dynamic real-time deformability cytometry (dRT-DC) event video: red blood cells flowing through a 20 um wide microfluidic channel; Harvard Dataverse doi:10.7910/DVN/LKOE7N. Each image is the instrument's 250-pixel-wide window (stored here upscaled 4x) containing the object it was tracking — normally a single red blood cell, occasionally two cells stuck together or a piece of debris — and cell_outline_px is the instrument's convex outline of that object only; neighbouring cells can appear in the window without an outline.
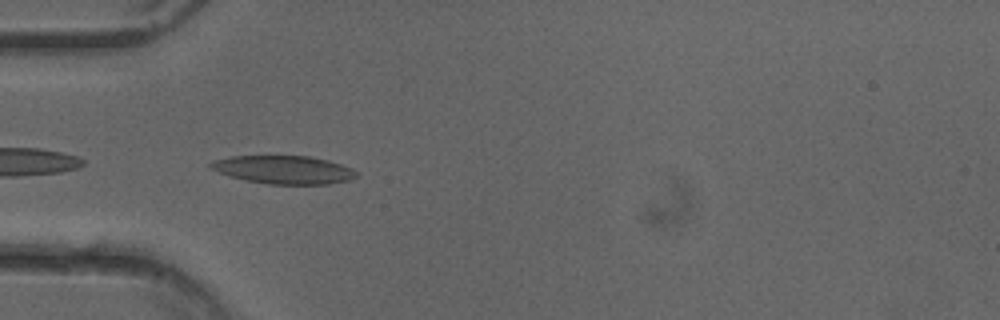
{"species": "common noctule bat (a hibernating species)", "species_latin": "Nyctalus noctula", "temperature_condition": "cold", "stored_images_in_passage": 36, "camera_frame_rate_fps": 3000, "um_per_image_px": 0.085, "animal": {"sex": "female"}, "frame": {"image": 1, "passage_image": 1, "time_ms": 0.0, "image_size_px": [1000, 320], "cell_outline_px": [[356, 176], [348, 180], [328, 184], [268, 184], [228, 176], [208, 168], [208, 164], [212, 160], [232, 156], [308, 156], [328, 160], [352, 168], [356, 172]], "centroid_in_image_um": [24.06, 14.42], "position_along_channel_um": 60.9, "area_um2": 23.87}}
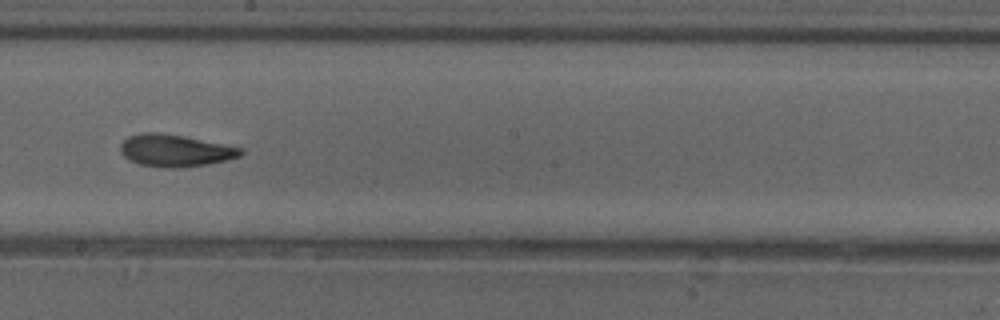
{"frame": {"image": 2, "passage_image": 14, "time_ms": 4.333, "image_size_px": [1000, 320], "cell_outline_px": [[244, 152], [240, 156], [228, 160], [208, 164], [180, 168], [168, 168], [140, 164], [124, 156], [120, 152], [120, 144], [128, 136], [144, 132], [160, 132], [184, 136], [244, 148]], "centroid_in_image_um": [14.91, 12.79], "position_along_channel_um": 233.3, "area_um2": 22.6}}
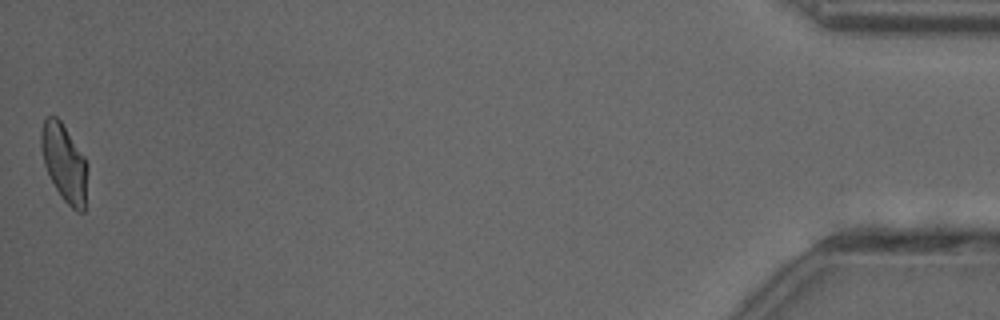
{"frame": {"image": 3, "passage_image": 36, "time_ms": 11.667, "image_size_px": [1000, 320], "cell_outline_px": [[88, 164], [84, 212], [76, 212], [60, 196], [44, 164], [40, 148], [40, 132], [44, 120], [48, 116], [56, 116], [60, 120], [84, 156]], "centroid_in_image_um": [5.46, 13.84], "position_along_channel_um": 429.7, "area_um2": 20.87}, "authors_computed_cell_mechanics": {"area_um2": 21.8195, "velocity_mm_per_s": 4.0268, "shape_relaxation_time_tau1_ms": 5.5913, "shape_relaxation_time_tau2_ms": 2.4859, "deformation_change_tau1": 0.1493, "deformation_change_tau2": 0.0934}}